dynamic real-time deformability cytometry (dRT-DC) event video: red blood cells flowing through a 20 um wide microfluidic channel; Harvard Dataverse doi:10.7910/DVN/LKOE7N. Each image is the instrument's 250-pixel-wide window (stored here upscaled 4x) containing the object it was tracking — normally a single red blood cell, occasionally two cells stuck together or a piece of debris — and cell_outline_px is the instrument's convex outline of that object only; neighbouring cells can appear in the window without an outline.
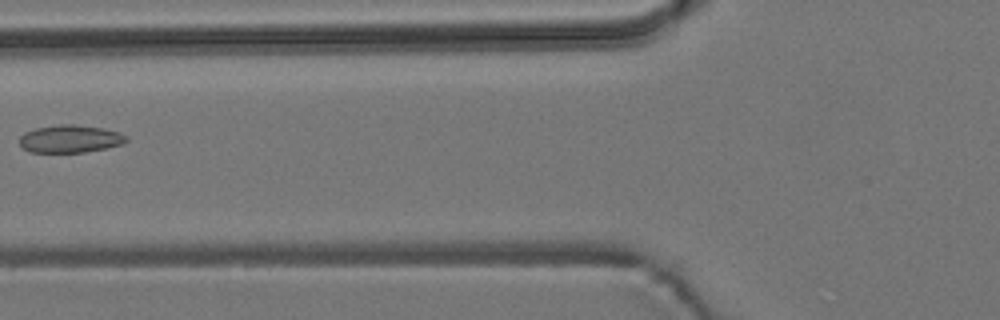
{"species": "common noctule bat (a hibernating species)", "species_latin": "Nyctalus noctula", "temperature_condition": "room temperature", "stored_images_in_passage": 8, "camera_frame_rate_fps": 3000, "um_per_image_px": 0.085, "animal": {"sex": "male", "body_mass_g": 19.2, "forearm_length_mm": 51.8}, "frame": {"image": 1, "passage_image": 6, "time_ms": 6.0, "image_size_px": [1000, 320], "cell_outline_px": [[128, 140], [124, 144], [108, 148], [84, 152], [28, 152], [20, 144], [20, 136], [24, 132], [36, 128], [60, 124], [76, 124], [104, 128], [128, 136]], "centroid_in_image_um": [5.98, 11.8], "position_along_channel_um": 119.8, "area_um2": 17.34}}
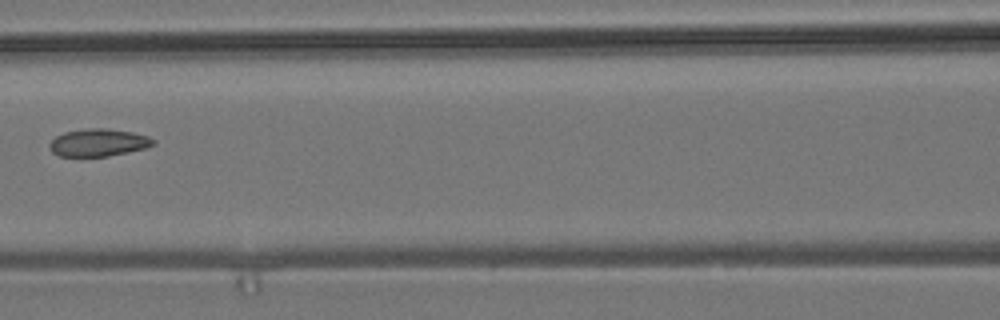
{"frame": {"image": 2, "passage_image": 7, "time_ms": 7.0, "image_size_px": [1000, 320], "cell_outline_px": [[156, 144], [144, 148], [128, 152], [108, 156], [60, 156], [52, 152], [48, 144], [56, 136], [64, 132], [88, 128], [108, 128], [132, 132], [148, 136], [156, 140]], "centroid_in_image_um": [8.38, 12.11], "position_along_channel_um": 158.2, "area_um2": 16.65}}
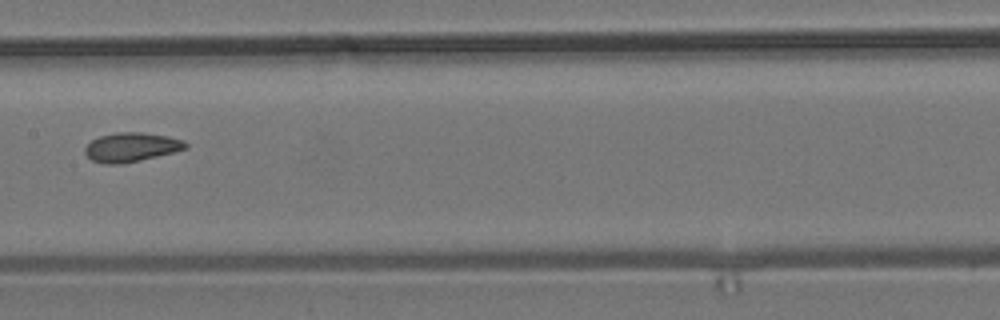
{"frame": {"image": 3, "passage_image": 8, "time_ms": 8.0, "image_size_px": [1000, 320], "cell_outline_px": [[188, 148], [140, 160], [120, 164], [108, 164], [92, 160], [84, 152], [84, 148], [92, 140], [100, 136], [116, 132], [144, 132], [168, 136], [184, 140], [188, 144]], "centroid_in_image_um": [11.17, 12.49], "position_along_channel_um": 196.2, "area_um2": 16.99}}